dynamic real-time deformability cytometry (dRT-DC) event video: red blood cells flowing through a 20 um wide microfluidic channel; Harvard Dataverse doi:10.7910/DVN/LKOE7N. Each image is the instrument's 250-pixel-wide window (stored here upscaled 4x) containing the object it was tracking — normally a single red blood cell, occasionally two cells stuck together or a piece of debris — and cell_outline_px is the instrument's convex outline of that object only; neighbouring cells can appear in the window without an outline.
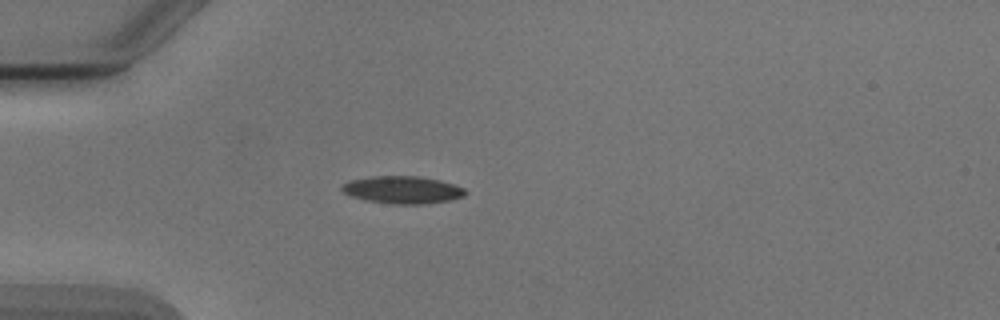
{"species": "Egyptian fruit bat (a non-hibernating species)", "species_latin": "Rousettus aegyptiacus", "temperature_condition": "cold", "stored_images_in_passage": 3, "camera_frame_rate_fps": 3000, "um_per_image_px": 0.085, "animal": {"sex": "male"}, "frame": {"image": 1, "passage_image": 3, "time_ms": 3.333, "image_size_px": [1000, 320], "cell_outline_px": [[468, 192], [464, 196], [452, 200], [424, 204], [392, 204], [364, 200], [352, 196], [344, 192], [340, 188], [344, 184], [352, 180], [372, 176], [416, 176], [440, 180], [464, 188]], "centroid_in_image_um": [34.25, 16.14], "position_along_channel_um": 50.8, "area_um2": 19.71}}